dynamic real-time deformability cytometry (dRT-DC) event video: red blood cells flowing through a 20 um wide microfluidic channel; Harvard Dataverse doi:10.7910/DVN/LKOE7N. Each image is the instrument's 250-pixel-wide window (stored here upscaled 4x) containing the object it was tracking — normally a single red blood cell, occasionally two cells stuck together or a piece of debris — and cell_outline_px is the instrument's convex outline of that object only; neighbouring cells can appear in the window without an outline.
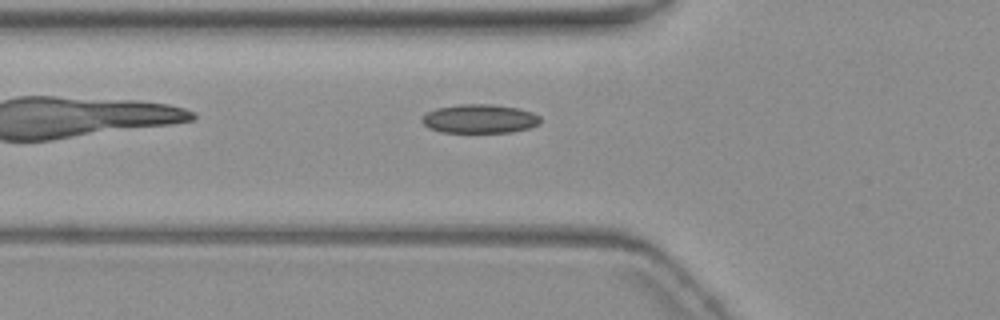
{"species": "common noctule bat (a hibernating species)", "species_latin": "Nyctalus noctula", "temperature_condition": "warm", "stored_images_in_passage": 5, "camera_frame_rate_fps": 3000, "um_per_image_px": 0.085, "animal": {"sex": "female", "body_mass_g": 19.3, "forearm_length_mm": 54.1}, "frame": {"image": 1, "passage_image": 5, "time_ms": 5.667, "image_size_px": [1000, 320], "cell_outline_px": [[540, 124], [528, 128], [512, 132], [440, 132], [428, 128], [420, 120], [428, 112], [436, 108], [460, 104], [492, 104], [520, 108], [532, 112], [540, 116]], "centroid_in_image_um": [40.78, 10.09], "position_along_channel_um": 85.0, "area_um2": 20.0}}